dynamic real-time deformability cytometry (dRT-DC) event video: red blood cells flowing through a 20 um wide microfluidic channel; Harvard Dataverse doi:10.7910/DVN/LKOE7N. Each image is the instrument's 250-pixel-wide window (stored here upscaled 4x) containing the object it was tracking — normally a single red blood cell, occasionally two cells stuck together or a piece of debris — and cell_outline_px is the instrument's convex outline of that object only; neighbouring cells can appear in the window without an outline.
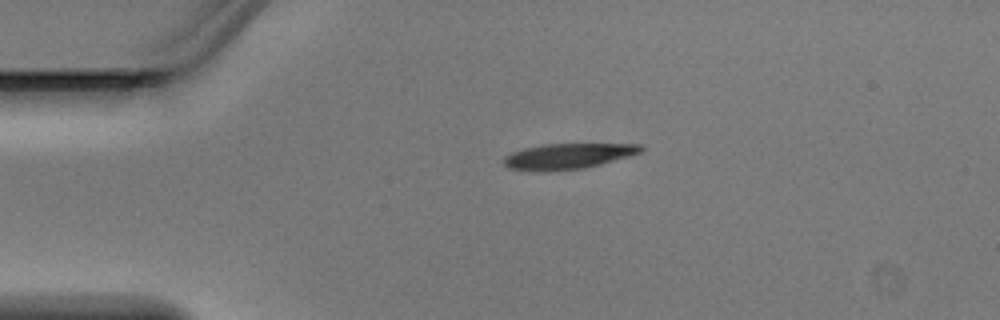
{"species": "Egyptian fruit bat (a non-hibernating species)", "species_latin": "Rousettus aegyptiacus", "temperature_condition": "warm", "stored_images_in_passage": 5, "camera_frame_rate_fps": 3000, "um_per_image_px": 0.085, "animal": {"sex": "male"}, "frame": {"image": 1, "passage_image": 1, "time_ms": 0.0, "image_size_px": [1000, 320], "cell_outline_px": [[644, 148], [640, 152], [628, 156], [600, 164], [584, 168], [508, 168], [504, 164], [504, 156], [512, 152], [524, 148], [544, 144], [640, 144]], "centroid_in_image_um": [48.34, 13.21], "position_along_channel_um": 36.7, "area_um2": 19.19}}
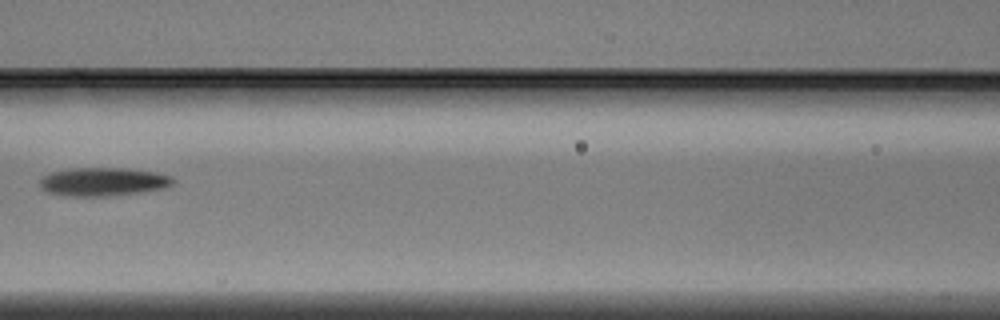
{"frame": {"image": 2, "passage_image": 4, "time_ms": 1.0, "image_size_px": [1000, 320], "cell_outline_px": [[176, 180], [172, 184], [164, 188], [140, 192], [108, 196], [64, 196], [48, 192], [40, 188], [40, 180], [44, 176], [52, 172], [72, 168], [124, 168], [156, 172], [172, 176]], "centroid_in_image_um": [8.78, 15.45], "position_along_channel_um": 157.8, "area_um2": 22.08}}
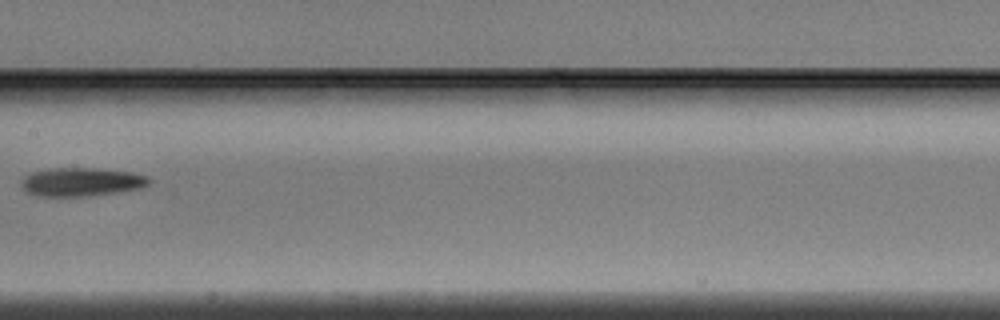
{"frame": {"image": 3, "passage_image": 5, "time_ms": 1.333, "image_size_px": [1000, 320], "cell_outline_px": [[152, 184], [140, 188], [116, 192], [88, 196], [40, 196], [28, 192], [20, 188], [20, 184], [24, 176], [32, 172], [52, 168], [96, 168], [132, 172], [148, 176], [152, 180]], "centroid_in_image_um": [6.94, 15.46], "position_along_channel_um": 200.5, "area_um2": 21.39}}